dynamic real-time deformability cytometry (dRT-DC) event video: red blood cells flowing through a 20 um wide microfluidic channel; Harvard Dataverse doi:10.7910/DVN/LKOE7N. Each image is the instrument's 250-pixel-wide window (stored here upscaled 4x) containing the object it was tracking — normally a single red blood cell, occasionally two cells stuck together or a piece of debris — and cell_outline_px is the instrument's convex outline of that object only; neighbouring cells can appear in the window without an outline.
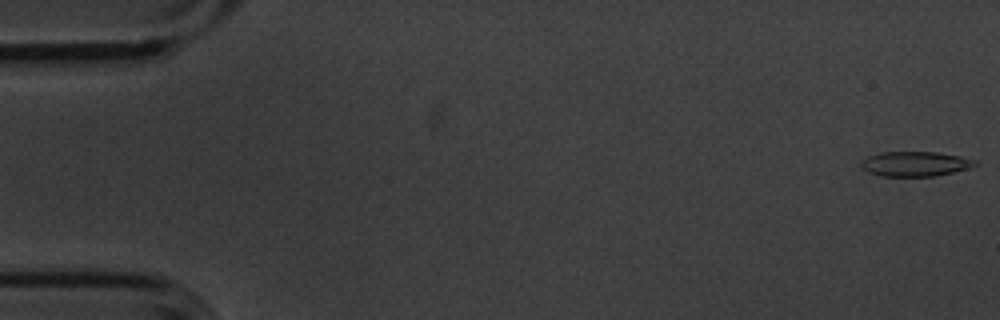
{"species": "common noctule bat (a hibernating species)", "species_latin": "Nyctalus noctula", "temperature_condition": "cold", "stored_images_in_passage": 55, "camera_frame_rate_fps": 3000, "um_per_image_px": 0.085, "animal": {"sex": "male", "body_mass_g": 20.1, "forearm_length_mm": 53.5}, "frame": {"image": 1, "passage_image": 1, "time_ms": 0.0, "image_size_px": [1000, 320], "cell_outline_px": [[980, 164], [968, 168], [936, 176], [880, 176], [868, 172], [860, 164], [868, 156], [880, 152], [936, 152], [960, 156], [976, 160]], "centroid_in_image_um": [77.81, 13.93], "position_along_channel_um": 7.2, "area_um2": 16.42}}
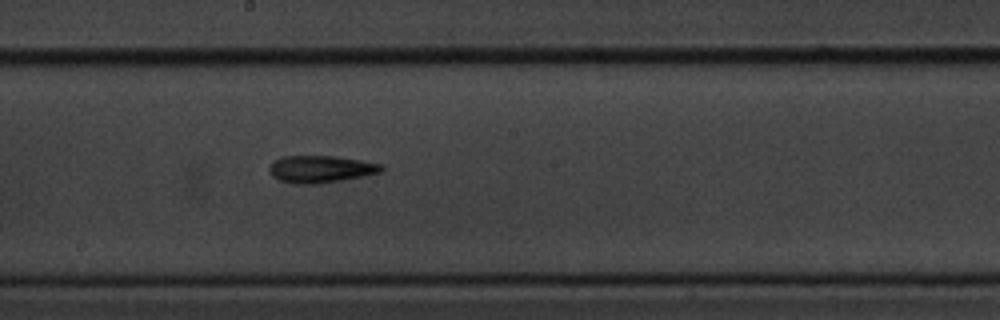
{"frame": {"image": 2, "passage_image": 30, "time_ms": 9.667, "image_size_px": [1000, 320], "cell_outline_px": [[384, 168], [380, 172], [340, 180], [316, 184], [296, 184], [280, 180], [272, 176], [268, 172], [268, 168], [276, 160], [284, 156], [332, 156], [360, 160], [380, 164]], "centroid_in_image_um": [27.21, 14.37], "position_along_channel_um": 221.0, "area_um2": 17.4}}
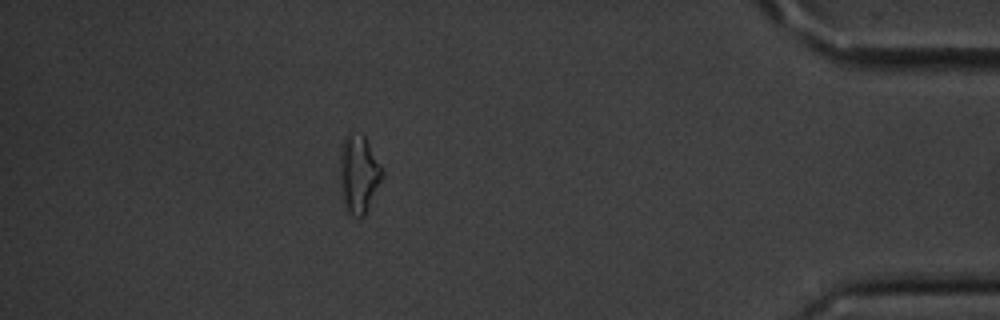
{"frame": {"image": 3, "passage_image": 49, "time_ms": 16.0, "image_size_px": [1000, 320], "cell_outline_px": [[384, 176], [364, 216], [352, 216], [344, 212], [340, 192], [340, 156], [344, 136], [348, 132], [352, 132], [364, 136], [384, 168]], "centroid_in_image_um": [30.48, 14.83], "position_along_channel_um": 404.7, "area_um2": 19.77}, "authors_computed_cell_mechanics": {"area_um2": 16.8198, "velocity_mm_per_s": 3.621, "shape_relaxation_time_tau1_ms": 4.4174, "shape_relaxation_time_tau2_ms": 6.1282, "deformation_change_tau1": 0.1656, "deformation_change_tau2": 0.2037}}